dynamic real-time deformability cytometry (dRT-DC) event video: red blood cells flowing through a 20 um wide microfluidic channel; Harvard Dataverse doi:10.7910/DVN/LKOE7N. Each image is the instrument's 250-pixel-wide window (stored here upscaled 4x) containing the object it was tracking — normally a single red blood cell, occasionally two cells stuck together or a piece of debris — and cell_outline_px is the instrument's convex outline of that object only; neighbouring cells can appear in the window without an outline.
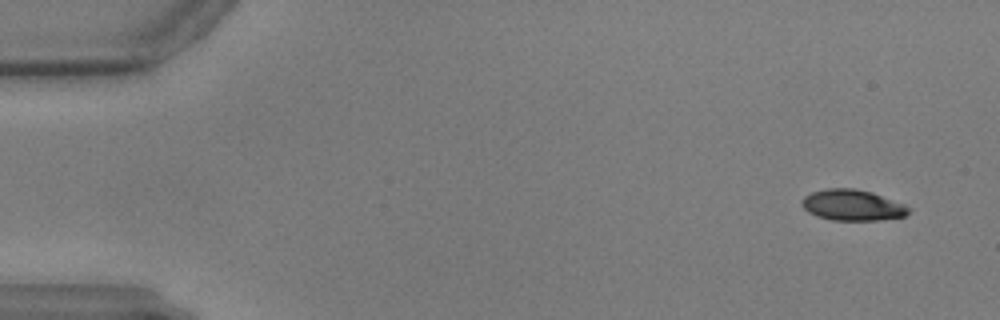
{"species": "common noctule bat (a hibernating species)", "species_latin": "Nyctalus noctula", "temperature_condition": "warm", "stored_images_in_passage": 57, "camera_frame_rate_fps": 3000, "um_per_image_px": 0.085, "animal": {"sex": "male", "body_mass_g": 17.9, "forearm_length_mm": 54.2}, "frame": {"image": 1, "passage_image": 1, "time_ms": 0.0, "image_size_px": [1000, 320], "cell_outline_px": [[912, 208], [904, 216], [880, 220], [832, 220], [816, 216], [808, 212], [800, 204], [800, 200], [804, 196], [812, 192], [828, 188], [856, 188], [872, 192], [904, 204]], "centroid_in_image_um": [72.43, 17.43], "position_along_channel_um": 12.6, "area_um2": 19.36}}
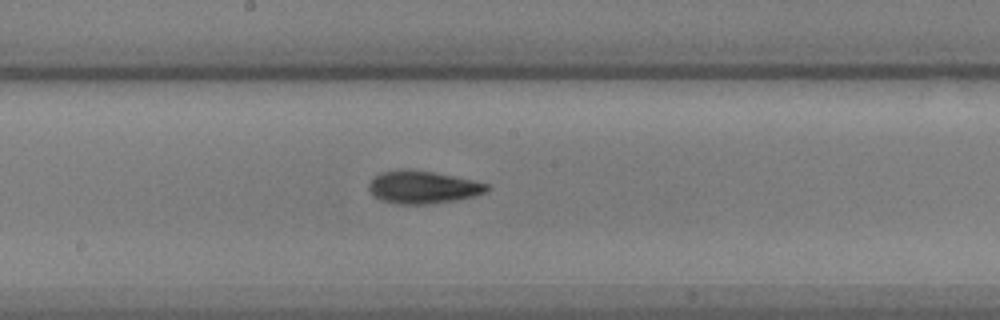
{"frame": {"image": 2, "passage_image": 29, "time_ms": 9.333, "image_size_px": [1000, 320], "cell_outline_px": [[488, 192], [456, 200], [432, 204], [396, 204], [380, 200], [372, 196], [368, 188], [368, 184], [380, 172], [400, 168], [412, 168], [472, 180], [488, 184]], "centroid_in_image_um": [35.88, 15.91], "position_along_channel_um": 212.3, "area_um2": 22.72}}
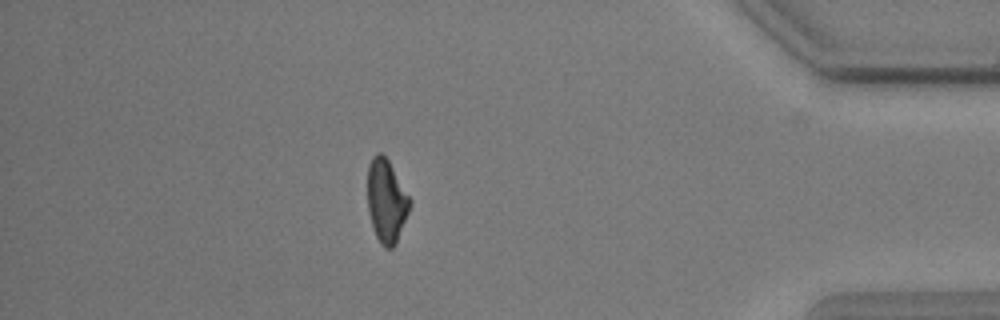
{"frame": {"image": 3, "passage_image": 49, "time_ms": 16.0, "image_size_px": [1000, 320], "cell_outline_px": [[412, 204], [396, 244], [392, 248], [384, 248], [380, 244], [372, 228], [368, 212], [368, 164], [372, 156], [376, 152], [380, 152], [388, 160], [412, 200]], "centroid_in_image_um": [32.85, 17.1], "position_along_channel_um": 402.4, "area_um2": 20.75}}